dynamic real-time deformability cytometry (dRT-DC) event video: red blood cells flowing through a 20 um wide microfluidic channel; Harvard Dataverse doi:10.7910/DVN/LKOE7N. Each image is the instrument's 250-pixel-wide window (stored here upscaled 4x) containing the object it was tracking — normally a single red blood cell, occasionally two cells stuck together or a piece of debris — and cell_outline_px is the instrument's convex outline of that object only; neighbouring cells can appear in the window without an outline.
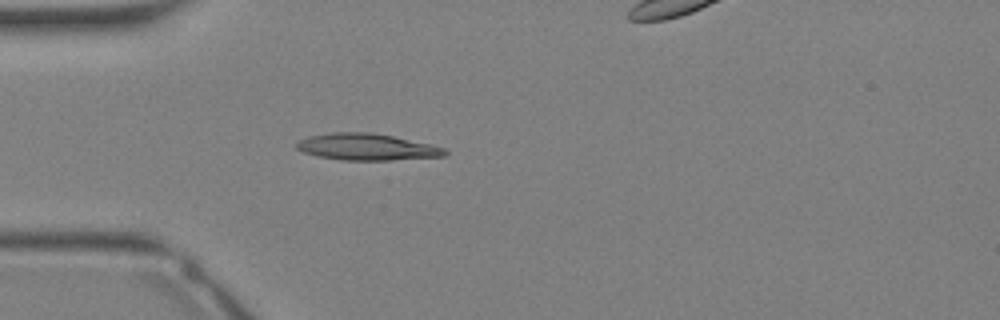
{"species": "Egyptian fruit bat (a non-hibernating species)", "species_latin": "Rousettus aegyptiacus", "temperature_condition": "warm", "stored_images_in_passage": 26, "camera_frame_rate_fps": 3000, "um_per_image_px": 0.085, "animal": {"sex": "female"}, "frame": {"image": 1, "passage_image": 1, "time_ms": 0.0, "image_size_px": [1000, 320], "cell_outline_px": [[448, 152], [444, 156], [392, 160], [340, 160], [316, 156], [304, 152], [296, 148], [296, 144], [300, 140], [308, 136], [332, 132], [368, 132], [392, 136], [432, 144], [444, 148]], "centroid_in_image_um": [31.17, 12.49], "position_along_channel_um": 53.8, "area_um2": 23.0}}
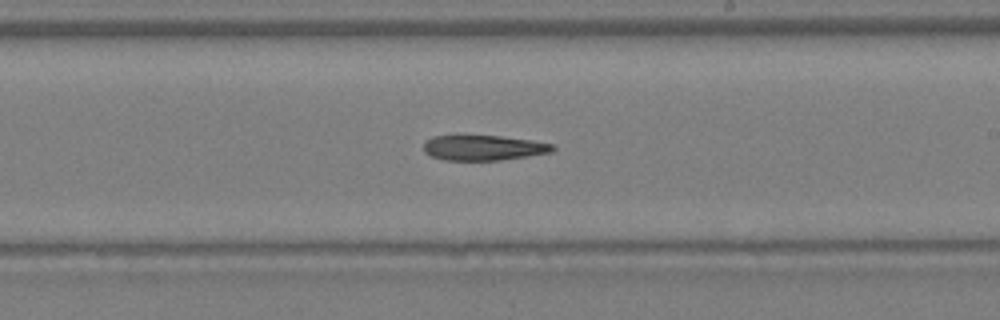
{"frame": {"image": 2, "passage_image": 11, "time_ms": 3.333, "image_size_px": [1000, 320], "cell_outline_px": [[556, 148], [552, 152], [528, 156], [500, 160], [444, 160], [432, 156], [424, 152], [424, 140], [432, 136], [500, 136], [532, 140], [552, 144]], "centroid_in_image_um": [41.09, 12.56], "position_along_channel_um": 247.9, "area_um2": 18.9}}
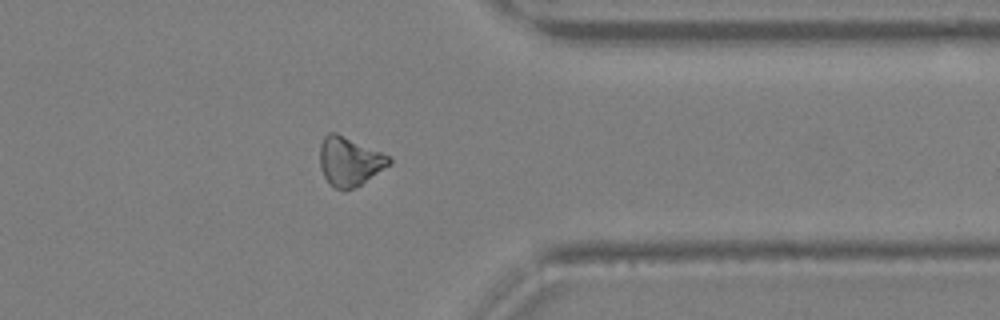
{"frame": {"image": 3, "passage_image": 18, "time_ms": 5.667, "image_size_px": [1000, 320], "cell_outline_px": [[392, 164], [360, 184], [352, 188], [332, 188], [324, 176], [320, 168], [320, 144], [324, 136], [328, 132], [336, 132], [380, 152], [388, 156], [392, 160]], "centroid_in_image_um": [29.68, 13.7], "position_along_channel_um": 381.7, "area_um2": 19.48}}